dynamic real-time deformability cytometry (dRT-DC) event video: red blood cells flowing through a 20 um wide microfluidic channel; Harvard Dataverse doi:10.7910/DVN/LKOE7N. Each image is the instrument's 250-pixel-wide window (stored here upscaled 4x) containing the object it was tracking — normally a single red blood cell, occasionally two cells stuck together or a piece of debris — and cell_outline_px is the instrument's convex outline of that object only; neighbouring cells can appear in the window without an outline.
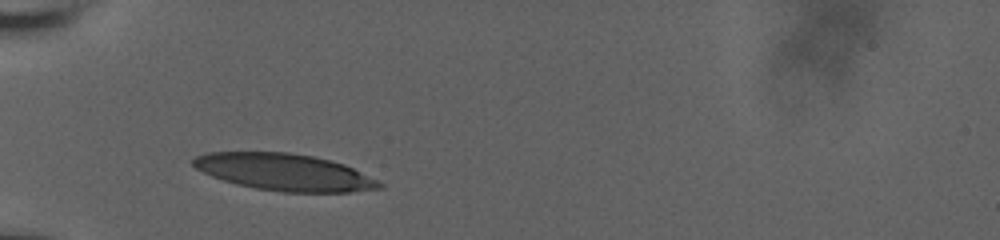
{"species": "human", "species_latin": "Homo sapiens", "temperature_condition": "room temperature", "stored_images_in_passage": 30, "camera_frame_rate_fps": 3000, "um_per_image_px": 0.085, "donor": {"sex": "male"}, "frame": {"image": 1, "passage_image": 1, "time_ms": 0.0, "image_size_px": [1000, 240], "cell_outline_px": [[384, 188], [348, 192], [280, 192], [256, 188], [236, 184], [212, 176], [196, 168], [192, 164], [192, 160], [196, 156], [208, 152], [288, 152], [312, 156], [344, 164], [384, 184]], "centroid_in_image_um": [24.16, 14.63], "position_along_channel_um": 60.8, "area_um2": 39.71}}
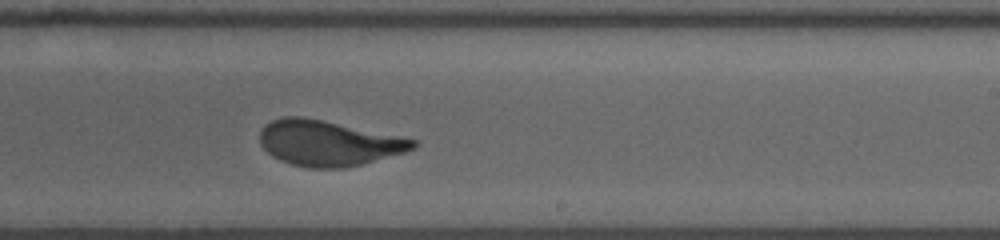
{"frame": {"image": 2, "passage_image": 18, "time_ms": 5.667, "image_size_px": [1000, 240], "cell_outline_px": [[416, 148], [404, 152], [360, 164], [344, 168], [308, 168], [292, 164], [280, 160], [272, 156], [260, 144], [260, 128], [264, 124], [272, 120], [284, 116], [304, 116], [400, 136], [416, 140]], "centroid_in_image_um": [27.86, 12.15], "position_along_channel_um": 261.1, "area_um2": 40.46}}
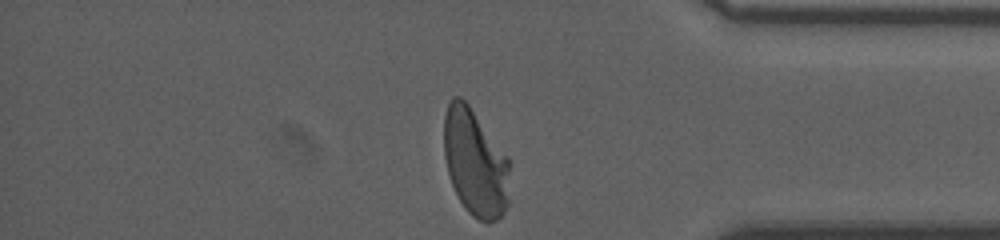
{"frame": {"image": 3, "passage_image": 30, "time_ms": 9.667, "image_size_px": [1000, 240], "cell_outline_px": [[508, 204], [504, 212], [496, 220], [480, 220], [472, 216], [468, 212], [460, 200], [452, 184], [448, 172], [444, 156], [444, 116], [448, 104], [452, 96], [460, 96], [468, 104], [508, 156]], "centroid_in_image_um": [40.37, 13.8], "position_along_channel_um": 394.8, "area_um2": 40.63}, "authors_computed_cell_mechanics": {"area_um2": 40.6045, "velocity_mm_per_s": 3.7271, "shape_relaxation_time_tau1_ms": 5.2352, "shape_relaxation_time_tau2_ms": null, "deformation_change_tau1": 0.2143, "deformation_change_tau2": null}}